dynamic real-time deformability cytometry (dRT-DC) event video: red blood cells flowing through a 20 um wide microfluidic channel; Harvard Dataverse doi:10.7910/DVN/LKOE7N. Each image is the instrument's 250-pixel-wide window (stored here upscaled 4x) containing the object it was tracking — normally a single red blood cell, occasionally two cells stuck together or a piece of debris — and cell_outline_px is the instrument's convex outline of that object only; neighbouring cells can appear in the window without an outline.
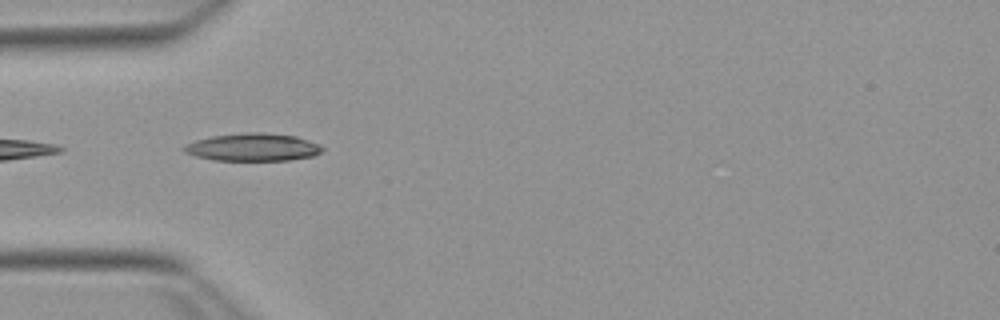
{"species": "Egyptian fruit bat (a non-hibernating species)", "species_latin": "Rousettus aegyptiacus", "temperature_condition": "warm", "stored_images_in_passage": 23, "camera_frame_rate_fps": 3000, "um_per_image_px": 0.085, "animal": {"sex": "female"}, "frame": {"image": 1, "passage_image": 1, "time_ms": 0.0, "image_size_px": [1000, 320], "cell_outline_px": [[324, 148], [320, 152], [312, 156], [288, 160], [212, 160], [196, 156], [184, 152], [180, 148], [196, 140], [212, 136], [244, 132], [260, 132], [296, 136], [320, 144]], "centroid_in_image_um": [21.48, 12.51], "position_along_channel_um": 63.5, "area_um2": 22.25}}